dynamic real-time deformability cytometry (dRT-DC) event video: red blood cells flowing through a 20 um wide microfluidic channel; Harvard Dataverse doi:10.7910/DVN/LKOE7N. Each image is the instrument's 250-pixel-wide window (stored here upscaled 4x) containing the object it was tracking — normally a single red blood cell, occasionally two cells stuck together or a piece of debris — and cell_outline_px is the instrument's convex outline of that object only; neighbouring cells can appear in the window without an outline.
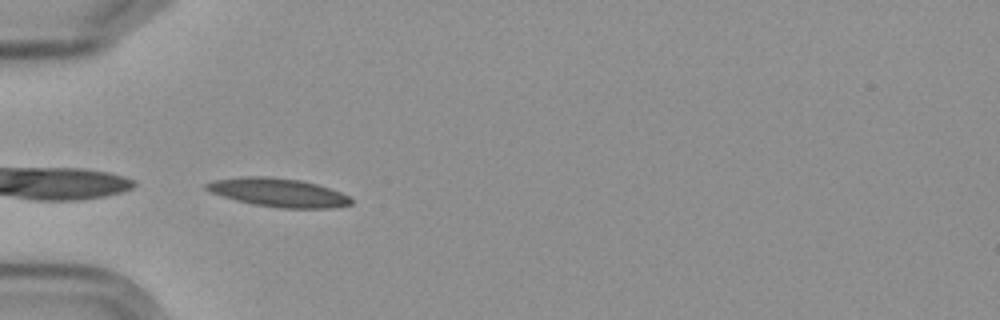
{"species": "Egyptian fruit bat (a non-hibernating species)", "species_latin": "Rousettus aegyptiacus", "temperature_condition": "cold", "stored_images_in_passage": 6, "camera_frame_rate_fps": 3000, "um_per_image_px": 0.085, "frame": {"image": 1, "passage_image": 5, "time_ms": 4.667, "image_size_px": [1000, 320], "cell_outline_px": [[352, 204], [332, 208], [280, 208], [252, 204], [236, 200], [212, 192], [204, 188], [204, 184], [216, 180], [244, 176], [264, 176], [300, 180], [316, 184], [340, 192], [348, 196], [352, 200]], "centroid_in_image_um": [23.66, 16.37], "position_along_channel_um": 61.3, "area_um2": 23.81}}